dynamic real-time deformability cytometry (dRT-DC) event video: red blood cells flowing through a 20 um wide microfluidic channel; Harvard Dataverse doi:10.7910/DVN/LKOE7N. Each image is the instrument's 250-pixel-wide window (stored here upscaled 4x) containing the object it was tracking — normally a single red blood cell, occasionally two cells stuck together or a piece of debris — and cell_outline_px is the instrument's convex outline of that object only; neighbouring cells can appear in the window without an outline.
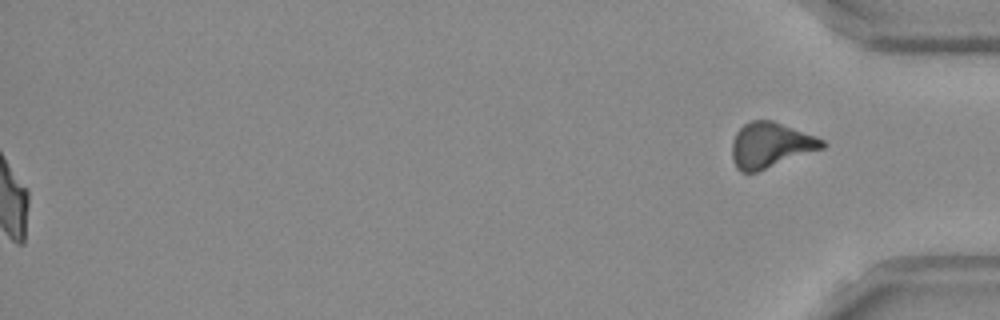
{"species": "Egyptian fruit bat (a non-hibernating species)", "species_latin": "Rousettus aegyptiacus", "temperature_condition": "room temperature", "stored_images_in_passage": 54, "segment_of_instrument_passage": [2, 2], "camera_frame_rate_fps": 3000, "um_per_image_px": 0.085, "frame": {"image": 1, "passage_image": 54, "time_ms": 17.667, "image_size_px": [1000, 320], "cell_outline_px": [[828, 144], [824, 148], [756, 172], [740, 172], [736, 168], [732, 160], [732, 140], [736, 132], [744, 124], [752, 120], [772, 120], [816, 136], [824, 140]], "centroid_in_image_um": [65.49, 12.33], "position_along_channel_um": 369.7, "area_um2": 23.87}}